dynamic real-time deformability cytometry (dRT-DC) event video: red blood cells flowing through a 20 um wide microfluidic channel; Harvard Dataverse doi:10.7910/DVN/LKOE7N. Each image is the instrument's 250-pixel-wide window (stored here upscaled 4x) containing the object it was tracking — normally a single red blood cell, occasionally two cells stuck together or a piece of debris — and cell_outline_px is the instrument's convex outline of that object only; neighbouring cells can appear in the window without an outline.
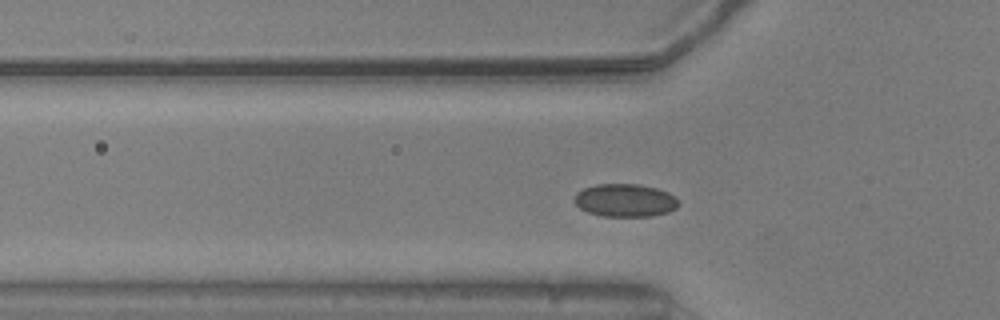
{"species": "common noctule bat (a hibernating species)", "species_latin": "Nyctalus noctula", "temperature_condition": "warm", "stored_images_in_passage": 12, "camera_frame_rate_fps": 3000, "um_per_image_px": 0.085, "animal": {"sex": "male", "body_mass_g": 20.5, "forearm_length_mm": 52.5}, "frame": {"image": 1, "passage_image": 3, "time_ms": 0.667, "image_size_px": [1000, 320], "cell_outline_px": [[680, 204], [676, 208], [668, 212], [652, 216], [604, 216], [588, 212], [580, 208], [572, 200], [576, 192], [584, 188], [596, 184], [636, 184], [656, 188], [668, 192]], "centroid_in_image_um": [53.1, 17.03], "position_along_channel_um": 72.7, "area_um2": 19.94}}
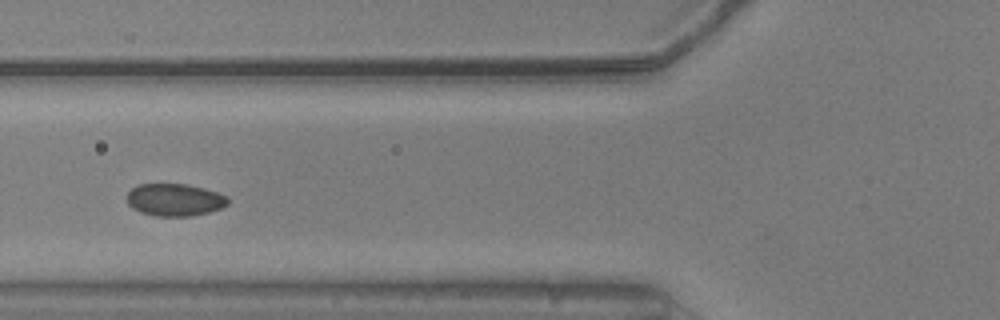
{"frame": {"image": 2, "passage_image": 6, "time_ms": 1.667, "image_size_px": [1000, 320], "cell_outline_px": [[228, 204], [220, 208], [208, 212], [192, 216], [156, 216], [140, 212], [132, 208], [128, 204], [128, 192], [136, 184], [188, 184], [204, 188], [228, 196]], "centroid_in_image_um": [14.84, 16.98], "position_along_channel_um": 111.0, "area_um2": 19.07}}
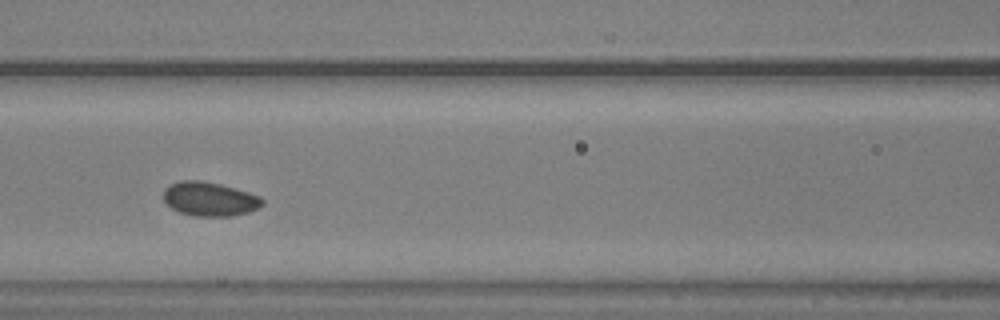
{"frame": {"image": 3, "passage_image": 9, "time_ms": 2.667, "image_size_px": [1000, 320], "cell_outline_px": [[264, 204], [260, 208], [248, 212], [232, 216], [192, 216], [180, 212], [172, 208], [164, 200], [164, 188], [168, 184], [180, 180], [200, 180], [220, 184], [248, 192], [260, 196], [264, 200]], "centroid_in_image_um": [17.82, 16.91], "position_along_channel_um": 148.8, "area_um2": 19.77}}